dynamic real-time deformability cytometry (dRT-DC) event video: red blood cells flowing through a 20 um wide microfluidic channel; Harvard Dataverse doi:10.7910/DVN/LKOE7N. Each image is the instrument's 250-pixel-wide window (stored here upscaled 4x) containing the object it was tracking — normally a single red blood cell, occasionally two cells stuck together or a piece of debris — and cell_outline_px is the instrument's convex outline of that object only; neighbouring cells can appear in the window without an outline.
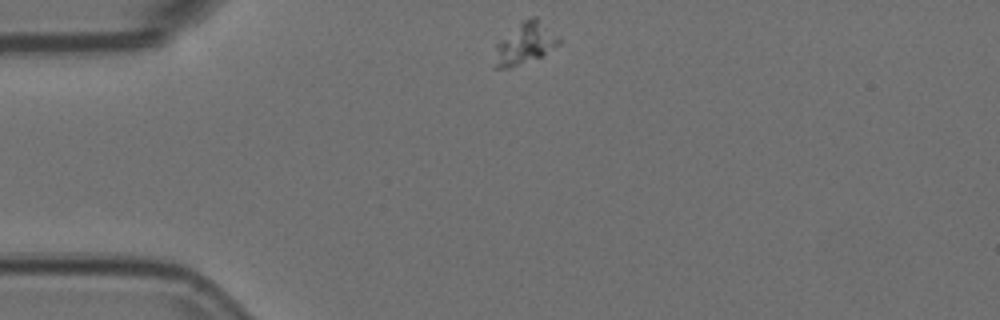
{"species": "Egyptian fruit bat (a non-hibernating species)", "species_latin": "Rousettus aegyptiacus", "temperature_condition": "room temperature", "stored_images_in_passage": 46, "camera_frame_rate_fps": 3000, "um_per_image_px": 0.085, "animal": {"sex": "female"}, "frame": {"image": 1, "passage_image": 1, "time_ms": 0.0, "image_size_px": [1000, 320], "cell_outline_px": [[564, 40], [560, 44], [544, 56], [508, 68], [496, 68], [496, 44], [500, 40], [524, 20], [532, 16], [536, 16]], "centroid_in_image_um": [44.72, 3.68], "position_along_channel_um": 40.3, "area_um2": 15.43}}
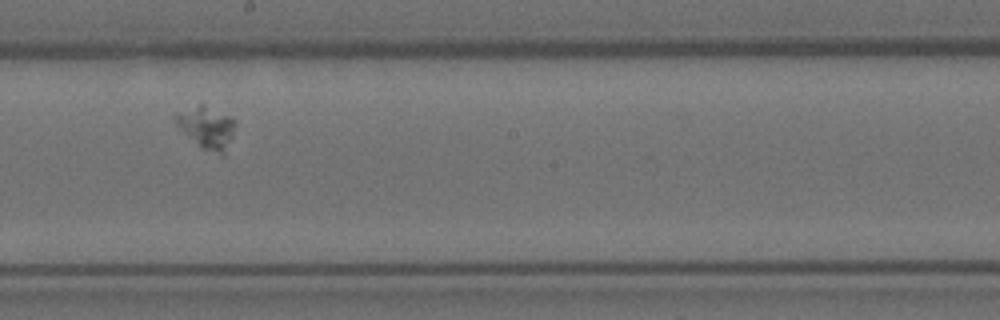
{"frame": {"image": 2, "passage_image": 20, "time_ms": 6.333, "image_size_px": [1000, 320], "cell_outline_px": [[236, 124], [232, 136], [224, 156], [200, 148], [176, 124], [172, 116], [172, 112], [200, 104], [204, 104], [236, 120]], "centroid_in_image_um": [17.53, 10.82], "position_along_channel_um": 230.7, "area_um2": 14.85}}
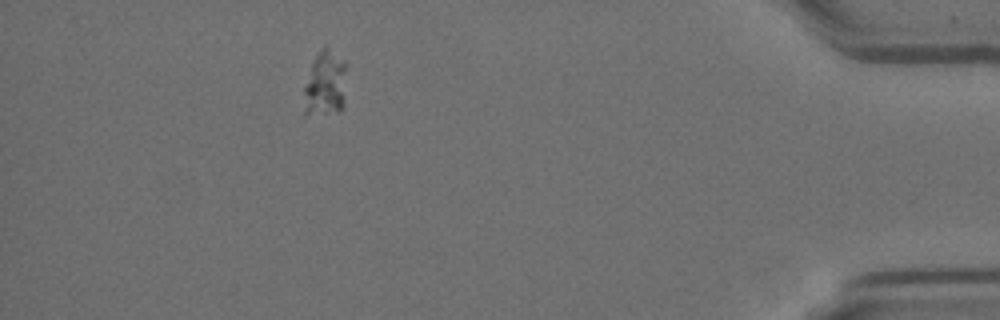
{"frame": {"image": 3, "passage_image": 40, "time_ms": 13.0, "image_size_px": [1000, 320], "cell_outline_px": [[344, 104], [340, 112], [304, 116], [304, 88], [312, 64], [316, 56], [324, 48], [328, 48], [344, 60]], "centroid_in_image_um": [27.62, 7.21], "position_along_channel_um": 407.6, "area_um2": 16.01}}